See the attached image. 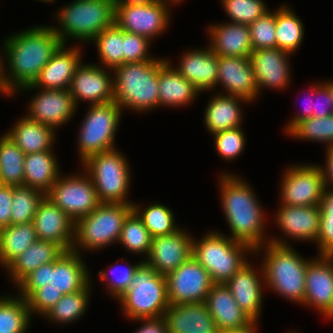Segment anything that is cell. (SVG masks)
I'll return each mask as SVG.
<instances>
[{
	"instance_id": "1",
	"label": "cell",
	"mask_w": 333,
	"mask_h": 333,
	"mask_svg": "<svg viewBox=\"0 0 333 333\" xmlns=\"http://www.w3.org/2000/svg\"><path fill=\"white\" fill-rule=\"evenodd\" d=\"M5 54L9 60L11 79L3 72L0 60V78L5 93L32 85L52 55L63 44L51 27H32L5 40Z\"/></svg>"
},
{
	"instance_id": "2",
	"label": "cell",
	"mask_w": 333,
	"mask_h": 333,
	"mask_svg": "<svg viewBox=\"0 0 333 333\" xmlns=\"http://www.w3.org/2000/svg\"><path fill=\"white\" fill-rule=\"evenodd\" d=\"M221 178V202L233 234L231 238L258 252L264 240V218L259 202L249 185L239 177L226 174Z\"/></svg>"
},
{
	"instance_id": "3",
	"label": "cell",
	"mask_w": 333,
	"mask_h": 333,
	"mask_svg": "<svg viewBox=\"0 0 333 333\" xmlns=\"http://www.w3.org/2000/svg\"><path fill=\"white\" fill-rule=\"evenodd\" d=\"M167 60L124 63L113 69L114 101L137 110L159 106V69Z\"/></svg>"
},
{
	"instance_id": "4",
	"label": "cell",
	"mask_w": 333,
	"mask_h": 333,
	"mask_svg": "<svg viewBox=\"0 0 333 333\" xmlns=\"http://www.w3.org/2000/svg\"><path fill=\"white\" fill-rule=\"evenodd\" d=\"M266 245V258L263 263L265 282L273 291L304 304L305 271L309 260H303L287 243L274 238ZM288 245V246H287Z\"/></svg>"
},
{
	"instance_id": "5",
	"label": "cell",
	"mask_w": 333,
	"mask_h": 333,
	"mask_svg": "<svg viewBox=\"0 0 333 333\" xmlns=\"http://www.w3.org/2000/svg\"><path fill=\"white\" fill-rule=\"evenodd\" d=\"M118 299L131 319L162 318L169 306L166 276L143 261L134 273L131 286Z\"/></svg>"
},
{
	"instance_id": "6",
	"label": "cell",
	"mask_w": 333,
	"mask_h": 333,
	"mask_svg": "<svg viewBox=\"0 0 333 333\" xmlns=\"http://www.w3.org/2000/svg\"><path fill=\"white\" fill-rule=\"evenodd\" d=\"M58 15L61 29L53 30L63 44L67 36L89 41L115 23V5L113 0H76Z\"/></svg>"
},
{
	"instance_id": "7",
	"label": "cell",
	"mask_w": 333,
	"mask_h": 333,
	"mask_svg": "<svg viewBox=\"0 0 333 333\" xmlns=\"http://www.w3.org/2000/svg\"><path fill=\"white\" fill-rule=\"evenodd\" d=\"M247 250L253 251L248 245L217 232L205 235L198 242L192 240V255L208 271L214 284H225L247 263L243 257Z\"/></svg>"
},
{
	"instance_id": "8",
	"label": "cell",
	"mask_w": 333,
	"mask_h": 333,
	"mask_svg": "<svg viewBox=\"0 0 333 333\" xmlns=\"http://www.w3.org/2000/svg\"><path fill=\"white\" fill-rule=\"evenodd\" d=\"M132 211L133 204L101 203L91 214L75 223L76 242L73 243L72 251L79 253L78 245L79 249L84 247L96 250L119 241L124 220Z\"/></svg>"
},
{
	"instance_id": "9",
	"label": "cell",
	"mask_w": 333,
	"mask_h": 333,
	"mask_svg": "<svg viewBox=\"0 0 333 333\" xmlns=\"http://www.w3.org/2000/svg\"><path fill=\"white\" fill-rule=\"evenodd\" d=\"M82 164L94 184L100 203L133 204L125 200L130 174L124 155L113 149L94 154Z\"/></svg>"
},
{
	"instance_id": "10",
	"label": "cell",
	"mask_w": 333,
	"mask_h": 333,
	"mask_svg": "<svg viewBox=\"0 0 333 333\" xmlns=\"http://www.w3.org/2000/svg\"><path fill=\"white\" fill-rule=\"evenodd\" d=\"M79 135V153L84 162L88 157L114 148L121 108L115 102L91 105Z\"/></svg>"
},
{
	"instance_id": "11",
	"label": "cell",
	"mask_w": 333,
	"mask_h": 333,
	"mask_svg": "<svg viewBox=\"0 0 333 333\" xmlns=\"http://www.w3.org/2000/svg\"><path fill=\"white\" fill-rule=\"evenodd\" d=\"M46 196L64 211L74 224L101 204L89 175L67 178L59 176Z\"/></svg>"
},
{
	"instance_id": "12",
	"label": "cell",
	"mask_w": 333,
	"mask_h": 333,
	"mask_svg": "<svg viewBox=\"0 0 333 333\" xmlns=\"http://www.w3.org/2000/svg\"><path fill=\"white\" fill-rule=\"evenodd\" d=\"M169 304L205 302L214 282L208 271L193 257L166 275Z\"/></svg>"
},
{
	"instance_id": "13",
	"label": "cell",
	"mask_w": 333,
	"mask_h": 333,
	"mask_svg": "<svg viewBox=\"0 0 333 333\" xmlns=\"http://www.w3.org/2000/svg\"><path fill=\"white\" fill-rule=\"evenodd\" d=\"M153 1L145 4H114L115 23L125 32L137 34L150 41L168 25L167 4Z\"/></svg>"
},
{
	"instance_id": "14",
	"label": "cell",
	"mask_w": 333,
	"mask_h": 333,
	"mask_svg": "<svg viewBox=\"0 0 333 333\" xmlns=\"http://www.w3.org/2000/svg\"><path fill=\"white\" fill-rule=\"evenodd\" d=\"M284 174L282 204L289 206H319L325 189L322 167L302 165Z\"/></svg>"
},
{
	"instance_id": "15",
	"label": "cell",
	"mask_w": 333,
	"mask_h": 333,
	"mask_svg": "<svg viewBox=\"0 0 333 333\" xmlns=\"http://www.w3.org/2000/svg\"><path fill=\"white\" fill-rule=\"evenodd\" d=\"M333 255L310 260L305 271L304 305H312L333 318Z\"/></svg>"
},
{
	"instance_id": "16",
	"label": "cell",
	"mask_w": 333,
	"mask_h": 333,
	"mask_svg": "<svg viewBox=\"0 0 333 333\" xmlns=\"http://www.w3.org/2000/svg\"><path fill=\"white\" fill-rule=\"evenodd\" d=\"M33 225L39 240L57 243L65 251L72 250L75 224L46 195L37 207Z\"/></svg>"
},
{
	"instance_id": "17",
	"label": "cell",
	"mask_w": 333,
	"mask_h": 333,
	"mask_svg": "<svg viewBox=\"0 0 333 333\" xmlns=\"http://www.w3.org/2000/svg\"><path fill=\"white\" fill-rule=\"evenodd\" d=\"M192 238L178 229L174 233L152 237L147 261L158 274L167 275L192 256Z\"/></svg>"
},
{
	"instance_id": "18",
	"label": "cell",
	"mask_w": 333,
	"mask_h": 333,
	"mask_svg": "<svg viewBox=\"0 0 333 333\" xmlns=\"http://www.w3.org/2000/svg\"><path fill=\"white\" fill-rule=\"evenodd\" d=\"M109 76L105 69L97 65H79L68 89L75 106L78 99L88 100L91 105L114 101V85Z\"/></svg>"
},
{
	"instance_id": "19",
	"label": "cell",
	"mask_w": 333,
	"mask_h": 333,
	"mask_svg": "<svg viewBox=\"0 0 333 333\" xmlns=\"http://www.w3.org/2000/svg\"><path fill=\"white\" fill-rule=\"evenodd\" d=\"M218 80L231 96L252 101L259 93L249 57L218 56Z\"/></svg>"
},
{
	"instance_id": "20",
	"label": "cell",
	"mask_w": 333,
	"mask_h": 333,
	"mask_svg": "<svg viewBox=\"0 0 333 333\" xmlns=\"http://www.w3.org/2000/svg\"><path fill=\"white\" fill-rule=\"evenodd\" d=\"M31 101L26 117L53 129L65 124L77 109L68 89H43Z\"/></svg>"
},
{
	"instance_id": "21",
	"label": "cell",
	"mask_w": 333,
	"mask_h": 333,
	"mask_svg": "<svg viewBox=\"0 0 333 333\" xmlns=\"http://www.w3.org/2000/svg\"><path fill=\"white\" fill-rule=\"evenodd\" d=\"M162 318L168 333H220L205 302L169 304Z\"/></svg>"
},
{
	"instance_id": "22",
	"label": "cell",
	"mask_w": 333,
	"mask_h": 333,
	"mask_svg": "<svg viewBox=\"0 0 333 333\" xmlns=\"http://www.w3.org/2000/svg\"><path fill=\"white\" fill-rule=\"evenodd\" d=\"M218 331H233L251 325L254 320L236 303L230 289L225 284H214L205 300Z\"/></svg>"
},
{
	"instance_id": "23",
	"label": "cell",
	"mask_w": 333,
	"mask_h": 333,
	"mask_svg": "<svg viewBox=\"0 0 333 333\" xmlns=\"http://www.w3.org/2000/svg\"><path fill=\"white\" fill-rule=\"evenodd\" d=\"M65 44H62L52 55L48 63L40 71L38 77L32 83L21 89H30L42 87V89H69L71 80L77 67L81 62L80 49L73 48L65 50Z\"/></svg>"
},
{
	"instance_id": "24",
	"label": "cell",
	"mask_w": 333,
	"mask_h": 333,
	"mask_svg": "<svg viewBox=\"0 0 333 333\" xmlns=\"http://www.w3.org/2000/svg\"><path fill=\"white\" fill-rule=\"evenodd\" d=\"M279 48L253 50L249 59L259 90L263 86L283 89L289 80L288 55Z\"/></svg>"
},
{
	"instance_id": "25",
	"label": "cell",
	"mask_w": 333,
	"mask_h": 333,
	"mask_svg": "<svg viewBox=\"0 0 333 333\" xmlns=\"http://www.w3.org/2000/svg\"><path fill=\"white\" fill-rule=\"evenodd\" d=\"M277 213V223L286 236L316 242L320 230V206L282 204Z\"/></svg>"
},
{
	"instance_id": "26",
	"label": "cell",
	"mask_w": 333,
	"mask_h": 333,
	"mask_svg": "<svg viewBox=\"0 0 333 333\" xmlns=\"http://www.w3.org/2000/svg\"><path fill=\"white\" fill-rule=\"evenodd\" d=\"M176 70L199 91L209 90L217 85L218 56L209 47L189 51Z\"/></svg>"
},
{
	"instance_id": "27",
	"label": "cell",
	"mask_w": 333,
	"mask_h": 333,
	"mask_svg": "<svg viewBox=\"0 0 333 333\" xmlns=\"http://www.w3.org/2000/svg\"><path fill=\"white\" fill-rule=\"evenodd\" d=\"M247 262L226 283L238 306L257 322L262 303V285Z\"/></svg>"
},
{
	"instance_id": "28",
	"label": "cell",
	"mask_w": 333,
	"mask_h": 333,
	"mask_svg": "<svg viewBox=\"0 0 333 333\" xmlns=\"http://www.w3.org/2000/svg\"><path fill=\"white\" fill-rule=\"evenodd\" d=\"M86 266L75 251L64 252L53 262L51 283L46 287H54L64 294H71L84 289L89 284Z\"/></svg>"
},
{
	"instance_id": "29",
	"label": "cell",
	"mask_w": 333,
	"mask_h": 333,
	"mask_svg": "<svg viewBox=\"0 0 333 333\" xmlns=\"http://www.w3.org/2000/svg\"><path fill=\"white\" fill-rule=\"evenodd\" d=\"M209 30V47L217 56L250 57L253 48L248 25L231 22L211 26Z\"/></svg>"
},
{
	"instance_id": "30",
	"label": "cell",
	"mask_w": 333,
	"mask_h": 333,
	"mask_svg": "<svg viewBox=\"0 0 333 333\" xmlns=\"http://www.w3.org/2000/svg\"><path fill=\"white\" fill-rule=\"evenodd\" d=\"M64 252L66 251L57 243L37 239L6 268L18 284L30 272L44 264L54 262Z\"/></svg>"
},
{
	"instance_id": "31",
	"label": "cell",
	"mask_w": 333,
	"mask_h": 333,
	"mask_svg": "<svg viewBox=\"0 0 333 333\" xmlns=\"http://www.w3.org/2000/svg\"><path fill=\"white\" fill-rule=\"evenodd\" d=\"M52 150L31 153L24 158V186L47 195L59 178L56 158Z\"/></svg>"
},
{
	"instance_id": "32",
	"label": "cell",
	"mask_w": 333,
	"mask_h": 333,
	"mask_svg": "<svg viewBox=\"0 0 333 333\" xmlns=\"http://www.w3.org/2000/svg\"><path fill=\"white\" fill-rule=\"evenodd\" d=\"M13 130L6 135L23 151L25 155L51 150L54 141V129L50 126L21 118Z\"/></svg>"
},
{
	"instance_id": "33",
	"label": "cell",
	"mask_w": 333,
	"mask_h": 333,
	"mask_svg": "<svg viewBox=\"0 0 333 333\" xmlns=\"http://www.w3.org/2000/svg\"><path fill=\"white\" fill-rule=\"evenodd\" d=\"M199 90L166 61L159 69V105L181 106L194 99Z\"/></svg>"
},
{
	"instance_id": "34",
	"label": "cell",
	"mask_w": 333,
	"mask_h": 333,
	"mask_svg": "<svg viewBox=\"0 0 333 333\" xmlns=\"http://www.w3.org/2000/svg\"><path fill=\"white\" fill-rule=\"evenodd\" d=\"M226 95H216L205 111L207 129L213 134L240 127L242 116L238 102L239 99L241 102L248 101L241 97Z\"/></svg>"
},
{
	"instance_id": "35",
	"label": "cell",
	"mask_w": 333,
	"mask_h": 333,
	"mask_svg": "<svg viewBox=\"0 0 333 333\" xmlns=\"http://www.w3.org/2000/svg\"><path fill=\"white\" fill-rule=\"evenodd\" d=\"M37 239L33 222L2 228L0 230V263L7 267Z\"/></svg>"
},
{
	"instance_id": "36",
	"label": "cell",
	"mask_w": 333,
	"mask_h": 333,
	"mask_svg": "<svg viewBox=\"0 0 333 333\" xmlns=\"http://www.w3.org/2000/svg\"><path fill=\"white\" fill-rule=\"evenodd\" d=\"M23 151L6 134L0 138V185H24Z\"/></svg>"
},
{
	"instance_id": "37",
	"label": "cell",
	"mask_w": 333,
	"mask_h": 333,
	"mask_svg": "<svg viewBox=\"0 0 333 333\" xmlns=\"http://www.w3.org/2000/svg\"><path fill=\"white\" fill-rule=\"evenodd\" d=\"M303 24L292 10L282 5L276 11V31L275 38L277 48L288 53L296 51L303 40Z\"/></svg>"
},
{
	"instance_id": "38",
	"label": "cell",
	"mask_w": 333,
	"mask_h": 333,
	"mask_svg": "<svg viewBox=\"0 0 333 333\" xmlns=\"http://www.w3.org/2000/svg\"><path fill=\"white\" fill-rule=\"evenodd\" d=\"M26 299L0 298V333H25L30 321Z\"/></svg>"
},
{
	"instance_id": "39",
	"label": "cell",
	"mask_w": 333,
	"mask_h": 333,
	"mask_svg": "<svg viewBox=\"0 0 333 333\" xmlns=\"http://www.w3.org/2000/svg\"><path fill=\"white\" fill-rule=\"evenodd\" d=\"M45 195L28 186H13L11 225L33 222L37 207Z\"/></svg>"
},
{
	"instance_id": "40",
	"label": "cell",
	"mask_w": 333,
	"mask_h": 333,
	"mask_svg": "<svg viewBox=\"0 0 333 333\" xmlns=\"http://www.w3.org/2000/svg\"><path fill=\"white\" fill-rule=\"evenodd\" d=\"M93 41H96L103 64L112 69L123 64V30L116 23L98 34Z\"/></svg>"
},
{
	"instance_id": "41",
	"label": "cell",
	"mask_w": 333,
	"mask_h": 333,
	"mask_svg": "<svg viewBox=\"0 0 333 333\" xmlns=\"http://www.w3.org/2000/svg\"><path fill=\"white\" fill-rule=\"evenodd\" d=\"M133 211L143 221L152 237L165 236L179 229L174 224L171 210L164 205L153 204L142 211L133 204Z\"/></svg>"
},
{
	"instance_id": "42",
	"label": "cell",
	"mask_w": 333,
	"mask_h": 333,
	"mask_svg": "<svg viewBox=\"0 0 333 333\" xmlns=\"http://www.w3.org/2000/svg\"><path fill=\"white\" fill-rule=\"evenodd\" d=\"M89 289L90 284L80 291L64 294L45 316L57 322H72L76 320L87 308Z\"/></svg>"
},
{
	"instance_id": "43",
	"label": "cell",
	"mask_w": 333,
	"mask_h": 333,
	"mask_svg": "<svg viewBox=\"0 0 333 333\" xmlns=\"http://www.w3.org/2000/svg\"><path fill=\"white\" fill-rule=\"evenodd\" d=\"M118 242H121L130 251L149 255L152 236L134 211L124 220Z\"/></svg>"
},
{
	"instance_id": "44",
	"label": "cell",
	"mask_w": 333,
	"mask_h": 333,
	"mask_svg": "<svg viewBox=\"0 0 333 333\" xmlns=\"http://www.w3.org/2000/svg\"><path fill=\"white\" fill-rule=\"evenodd\" d=\"M289 134L300 139L327 142L333 146V114L323 117H311L299 122Z\"/></svg>"
},
{
	"instance_id": "45",
	"label": "cell",
	"mask_w": 333,
	"mask_h": 333,
	"mask_svg": "<svg viewBox=\"0 0 333 333\" xmlns=\"http://www.w3.org/2000/svg\"><path fill=\"white\" fill-rule=\"evenodd\" d=\"M249 27L251 46L253 50L277 48L276 12H266L262 17L257 18Z\"/></svg>"
},
{
	"instance_id": "46",
	"label": "cell",
	"mask_w": 333,
	"mask_h": 333,
	"mask_svg": "<svg viewBox=\"0 0 333 333\" xmlns=\"http://www.w3.org/2000/svg\"><path fill=\"white\" fill-rule=\"evenodd\" d=\"M232 23L250 25L268 10L262 0H222ZM265 5V6H264Z\"/></svg>"
},
{
	"instance_id": "47",
	"label": "cell",
	"mask_w": 333,
	"mask_h": 333,
	"mask_svg": "<svg viewBox=\"0 0 333 333\" xmlns=\"http://www.w3.org/2000/svg\"><path fill=\"white\" fill-rule=\"evenodd\" d=\"M216 150L226 160L237 157L244 149L245 137L240 127L213 134Z\"/></svg>"
},
{
	"instance_id": "48",
	"label": "cell",
	"mask_w": 333,
	"mask_h": 333,
	"mask_svg": "<svg viewBox=\"0 0 333 333\" xmlns=\"http://www.w3.org/2000/svg\"><path fill=\"white\" fill-rule=\"evenodd\" d=\"M150 40L123 30V64L155 60L147 56Z\"/></svg>"
},
{
	"instance_id": "49",
	"label": "cell",
	"mask_w": 333,
	"mask_h": 333,
	"mask_svg": "<svg viewBox=\"0 0 333 333\" xmlns=\"http://www.w3.org/2000/svg\"><path fill=\"white\" fill-rule=\"evenodd\" d=\"M63 294L54 287L36 289L27 299L30 312L45 315L62 298Z\"/></svg>"
},
{
	"instance_id": "50",
	"label": "cell",
	"mask_w": 333,
	"mask_h": 333,
	"mask_svg": "<svg viewBox=\"0 0 333 333\" xmlns=\"http://www.w3.org/2000/svg\"><path fill=\"white\" fill-rule=\"evenodd\" d=\"M53 262L44 264L30 272L18 284L22 298L27 299L36 289L51 283Z\"/></svg>"
},
{
	"instance_id": "51",
	"label": "cell",
	"mask_w": 333,
	"mask_h": 333,
	"mask_svg": "<svg viewBox=\"0 0 333 333\" xmlns=\"http://www.w3.org/2000/svg\"><path fill=\"white\" fill-rule=\"evenodd\" d=\"M316 242L320 255H333V216H320V230Z\"/></svg>"
},
{
	"instance_id": "52",
	"label": "cell",
	"mask_w": 333,
	"mask_h": 333,
	"mask_svg": "<svg viewBox=\"0 0 333 333\" xmlns=\"http://www.w3.org/2000/svg\"><path fill=\"white\" fill-rule=\"evenodd\" d=\"M141 263L142 262H139L136 265L130 266L126 270L124 269L120 271H114V273L118 272L119 274L114 275V277H117L111 279L112 281H110L108 289L111 291L112 295H115L117 299L129 289L134 277V273Z\"/></svg>"
},
{
	"instance_id": "53",
	"label": "cell",
	"mask_w": 333,
	"mask_h": 333,
	"mask_svg": "<svg viewBox=\"0 0 333 333\" xmlns=\"http://www.w3.org/2000/svg\"><path fill=\"white\" fill-rule=\"evenodd\" d=\"M316 89L314 90V92H311L312 95L315 93L316 95H320L321 96V100H323V104L322 102H320L319 104L317 103L316 105L314 104V117L317 118H323L329 115L333 114V103L331 100V82L330 83H323V84H319V85H315ZM329 107V108H328Z\"/></svg>"
},
{
	"instance_id": "54",
	"label": "cell",
	"mask_w": 333,
	"mask_h": 333,
	"mask_svg": "<svg viewBox=\"0 0 333 333\" xmlns=\"http://www.w3.org/2000/svg\"><path fill=\"white\" fill-rule=\"evenodd\" d=\"M13 186L0 185V230L11 225Z\"/></svg>"
},
{
	"instance_id": "55",
	"label": "cell",
	"mask_w": 333,
	"mask_h": 333,
	"mask_svg": "<svg viewBox=\"0 0 333 333\" xmlns=\"http://www.w3.org/2000/svg\"><path fill=\"white\" fill-rule=\"evenodd\" d=\"M146 323L135 333H168L163 318L144 319Z\"/></svg>"
},
{
	"instance_id": "56",
	"label": "cell",
	"mask_w": 333,
	"mask_h": 333,
	"mask_svg": "<svg viewBox=\"0 0 333 333\" xmlns=\"http://www.w3.org/2000/svg\"><path fill=\"white\" fill-rule=\"evenodd\" d=\"M325 187L323 196L320 201V216H333V189L326 192Z\"/></svg>"
},
{
	"instance_id": "57",
	"label": "cell",
	"mask_w": 333,
	"mask_h": 333,
	"mask_svg": "<svg viewBox=\"0 0 333 333\" xmlns=\"http://www.w3.org/2000/svg\"><path fill=\"white\" fill-rule=\"evenodd\" d=\"M327 156H326V169L322 168L323 177L325 181V186H328V183L331 181L333 183V146L330 148H327ZM326 170V171H325Z\"/></svg>"
},
{
	"instance_id": "58",
	"label": "cell",
	"mask_w": 333,
	"mask_h": 333,
	"mask_svg": "<svg viewBox=\"0 0 333 333\" xmlns=\"http://www.w3.org/2000/svg\"><path fill=\"white\" fill-rule=\"evenodd\" d=\"M314 103V102H313ZM314 117V104L310 103L308 107L304 109V113L297 115L291 122L288 124L287 127L288 133L301 121Z\"/></svg>"
},
{
	"instance_id": "59",
	"label": "cell",
	"mask_w": 333,
	"mask_h": 333,
	"mask_svg": "<svg viewBox=\"0 0 333 333\" xmlns=\"http://www.w3.org/2000/svg\"><path fill=\"white\" fill-rule=\"evenodd\" d=\"M153 1L157 0H113L114 4H145ZM158 1L164 2V0H158Z\"/></svg>"
},
{
	"instance_id": "60",
	"label": "cell",
	"mask_w": 333,
	"mask_h": 333,
	"mask_svg": "<svg viewBox=\"0 0 333 333\" xmlns=\"http://www.w3.org/2000/svg\"><path fill=\"white\" fill-rule=\"evenodd\" d=\"M256 324V321H254L251 325L243 328V329H237V330H233V331H225L222 333H255V327L254 326Z\"/></svg>"
},
{
	"instance_id": "61",
	"label": "cell",
	"mask_w": 333,
	"mask_h": 333,
	"mask_svg": "<svg viewBox=\"0 0 333 333\" xmlns=\"http://www.w3.org/2000/svg\"><path fill=\"white\" fill-rule=\"evenodd\" d=\"M331 100L333 103V82H331Z\"/></svg>"
},
{
	"instance_id": "62",
	"label": "cell",
	"mask_w": 333,
	"mask_h": 333,
	"mask_svg": "<svg viewBox=\"0 0 333 333\" xmlns=\"http://www.w3.org/2000/svg\"><path fill=\"white\" fill-rule=\"evenodd\" d=\"M0 91H2V92L5 93V90H4L3 85H2V83H1V78H0Z\"/></svg>"
},
{
	"instance_id": "63",
	"label": "cell",
	"mask_w": 333,
	"mask_h": 333,
	"mask_svg": "<svg viewBox=\"0 0 333 333\" xmlns=\"http://www.w3.org/2000/svg\"><path fill=\"white\" fill-rule=\"evenodd\" d=\"M180 1H182V0H170V2L172 3V2H174V3H178V2H180Z\"/></svg>"
},
{
	"instance_id": "64",
	"label": "cell",
	"mask_w": 333,
	"mask_h": 333,
	"mask_svg": "<svg viewBox=\"0 0 333 333\" xmlns=\"http://www.w3.org/2000/svg\"><path fill=\"white\" fill-rule=\"evenodd\" d=\"M40 1L53 2V0H40Z\"/></svg>"
}]
</instances>
